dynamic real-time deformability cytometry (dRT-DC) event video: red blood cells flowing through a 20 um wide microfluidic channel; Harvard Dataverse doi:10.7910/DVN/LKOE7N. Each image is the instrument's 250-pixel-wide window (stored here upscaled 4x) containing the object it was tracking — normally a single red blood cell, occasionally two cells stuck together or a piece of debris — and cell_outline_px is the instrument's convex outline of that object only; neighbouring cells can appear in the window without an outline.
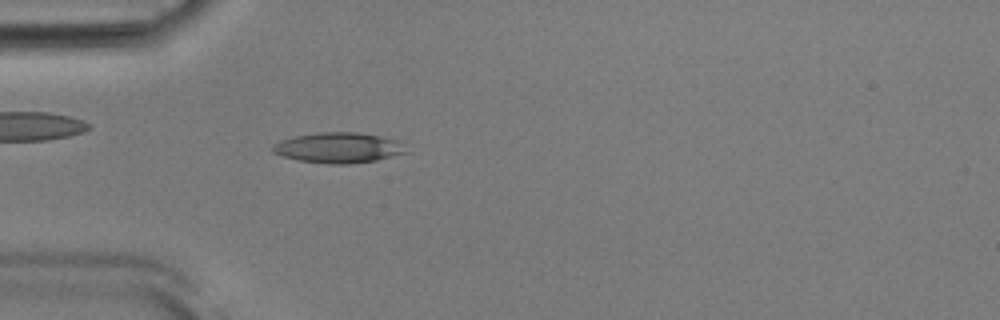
{"species": "Egyptian fruit bat (a non-hibernating species)", "species_latin": "Rousettus aegyptiacus", "temperature_condition": "room temperature", "stored_images_in_passage": 53, "camera_frame_rate_fps": 3000, "um_per_image_px": 0.085, "animal": {"sex": "male"}, "frame": {"image": 1, "passage_image": 16, "time_ms": 5.0, "image_size_px": [1000, 320], "cell_outline_px": [[408, 152], [376, 160], [352, 164], [328, 164], [300, 160], [284, 156], [272, 152], [272, 144], [280, 140], [296, 136], [316, 132], [356, 132], [380, 136], [396, 140]], "centroid_in_image_um": [28.73, 12.55], "position_along_channel_um": 56.3, "area_um2": 23.47}}
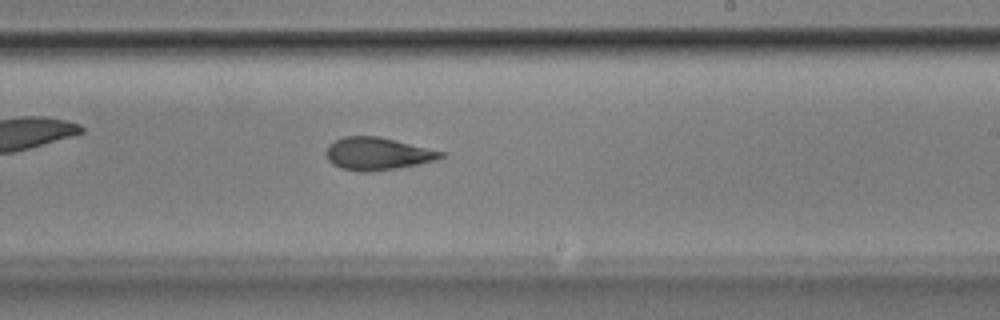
{"frame": {"image": 2, "passage_image": 32, "time_ms": 10.333, "image_size_px": [1000, 320], "cell_outline_px": [[448, 152], [444, 156], [436, 160], [396, 168], [368, 172], [360, 172], [340, 168], [332, 164], [328, 160], [328, 144], [344, 136], [376, 136]], "centroid_in_image_um": [32.11, 13.07], "position_along_channel_um": 256.9, "area_um2": 21.62}}
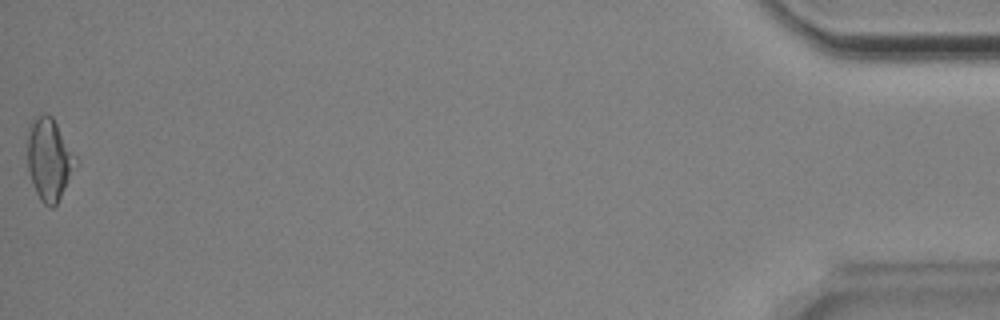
{"frame": {"image": 3, "passage_image": 53, "time_ms": 17.333, "image_size_px": [1000, 320], "cell_outline_px": [[76, 156], [60, 196], [56, 204], [52, 208], [48, 208], [40, 200], [36, 192], [28, 168], [28, 128], [36, 116], [44, 112], [52, 116]], "centroid_in_image_um": [4.13, 13.49], "position_along_channel_um": 431.1, "area_um2": 22.14}, "authors_computed_cell_mechanics": {"area_um2": 22.1374, "velocity_mm_per_s": 3.8775, "shape_relaxation_time_tau1_ms": 7.2655, "shape_relaxation_time_tau2_ms": 3.1072, "deformation_change_tau1": 0.1711, "deformation_change_tau2": 0.1324}}